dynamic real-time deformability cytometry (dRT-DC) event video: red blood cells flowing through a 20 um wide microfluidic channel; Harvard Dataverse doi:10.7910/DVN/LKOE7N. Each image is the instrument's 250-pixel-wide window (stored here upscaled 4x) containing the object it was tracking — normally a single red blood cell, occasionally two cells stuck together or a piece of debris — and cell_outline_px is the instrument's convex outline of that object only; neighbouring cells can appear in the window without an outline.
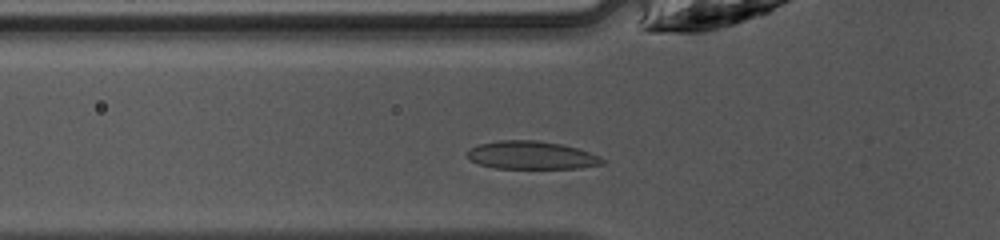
{"species": "common noctule bat (a hibernating species)", "species_latin": "Nyctalus noctula", "temperature_condition": "warm", "stored_images_in_passage": 25, "camera_frame_rate_fps": 3000, "um_per_image_px": 0.085, "animal": {"sex": "female", "body_mass_g": 10.0, "forearm_length_mm": 53.1}, "frame": {"image": 1, "passage_image": 2, "time_ms": 0.333, "image_size_px": [1000, 240], "cell_outline_px": [[604, 164], [580, 168], [496, 168], [480, 164], [468, 160], [468, 148], [480, 144], [500, 140], [536, 140], [560, 144], [576, 148], [600, 156], [604, 160]], "centroid_in_image_um": [45.16, 13.19], "position_along_channel_um": 80.6, "area_um2": 21.96}}
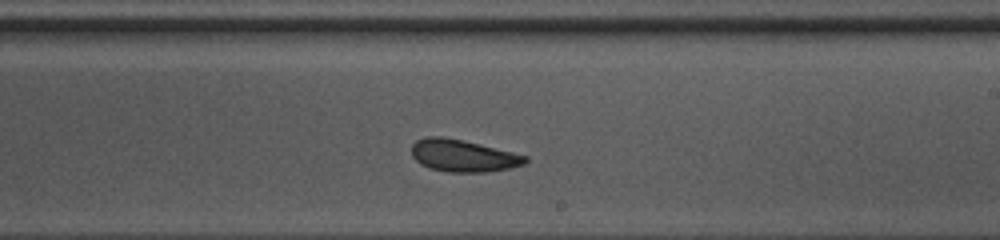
{"frame": {"image": 2, "passage_image": 14, "time_ms": 4.333, "image_size_px": [1000, 240], "cell_outline_px": [[528, 160], [524, 164], [508, 168], [488, 172], [448, 172], [428, 168], [420, 164], [412, 156], [412, 144], [416, 140], [428, 136], [440, 136], [464, 140], [528, 156]], "centroid_in_image_um": [39.34, 13.23], "position_along_channel_um": 249.7, "area_um2": 21.33}}
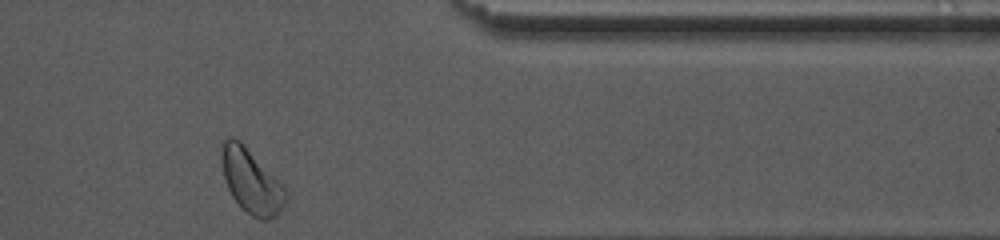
{"frame": {"image": 3, "passage_image": 25, "time_ms": 8.0, "image_size_px": [1000, 240], "cell_outline_px": [[288, 196], [284, 204], [276, 216], [268, 220], [260, 220], [252, 216], [232, 196], [228, 188], [224, 176], [224, 140], [228, 136], [232, 136], [240, 140], [284, 188]], "centroid_in_image_um": [21.39, 15.44], "position_along_channel_um": 390.0, "area_um2": 22.83}, "authors_computed_cell_mechanics": {"area_um2": 21.2126, "velocity_mm_per_s": 4.1984, "shape_relaxation_time_tau1_ms": 2.9792, "shape_relaxation_time_tau2_ms": null, "deformation_change_tau1": 0.0984, "deformation_change_tau2": null}}